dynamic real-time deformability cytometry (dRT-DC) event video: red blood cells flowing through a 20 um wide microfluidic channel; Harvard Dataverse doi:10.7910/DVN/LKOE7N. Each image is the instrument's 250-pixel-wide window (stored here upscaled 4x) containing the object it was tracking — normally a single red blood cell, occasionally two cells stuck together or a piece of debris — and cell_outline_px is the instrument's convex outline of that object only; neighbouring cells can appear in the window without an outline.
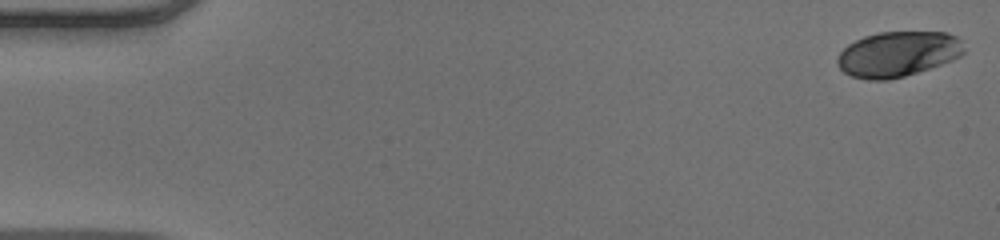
{"species": "human", "species_latin": "Homo sapiens", "temperature_condition": "warm", "stored_images_in_passage": 53, "camera_frame_rate_fps": 3000, "um_per_image_px": 0.085, "donor": {"sex": "male"}, "frame": {"image": 1, "passage_image": 1, "time_ms": 0.0, "image_size_px": [1000, 240], "cell_outline_px": [[964, 52], [960, 56], [952, 60], [904, 76], [888, 80], [868, 80], [852, 76], [844, 72], [836, 64], [836, 60], [840, 52], [848, 44], [864, 36], [880, 32], [944, 32], [956, 36], [960, 40], [964, 48]], "centroid_in_image_um": [76.29, 4.59], "position_along_channel_um": 8.7, "area_um2": 33.23}}
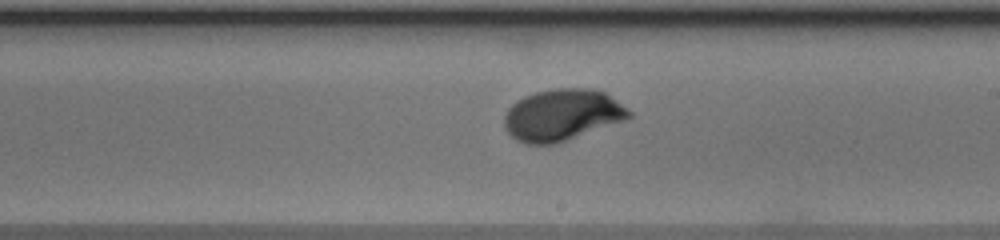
{"frame": {"image": 2, "passage_image": 31, "time_ms": 10.0, "image_size_px": [1000, 240], "cell_outline_px": [[632, 116], [624, 120], [556, 144], [528, 144], [516, 140], [504, 128], [504, 116], [508, 108], [512, 104], [524, 96], [536, 92], [556, 88], [592, 88], [604, 92], [628, 108], [632, 112]], "centroid_in_image_um": [47.77, 9.77], "position_along_channel_um": 241.2, "area_um2": 37.4}}
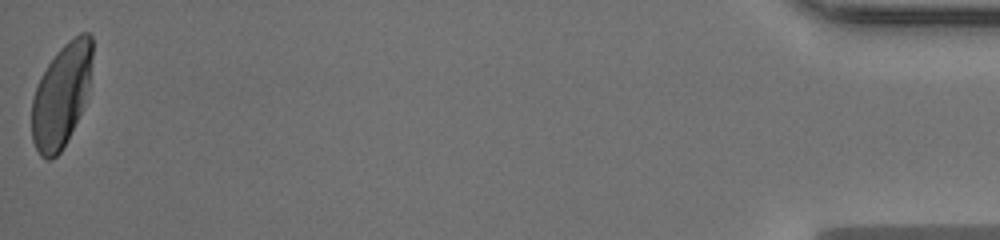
{"frame": {"image": 3, "passage_image": 53, "time_ms": 17.333, "image_size_px": [1000, 240], "cell_outline_px": [[92, 60], [88, 84], [80, 112], [60, 152], [52, 160], [48, 160], [40, 156], [32, 140], [32, 100], [40, 76], [56, 52], [68, 40], [80, 32], [88, 32], [92, 36]], "centroid_in_image_um": [5.19, 8.07], "position_along_channel_um": 430.0, "area_um2": 35.72}, "authors_computed_cell_mechanics": {"area_um2": 36.1828, "velocity_mm_per_s": 3.8744, "shape_relaxation_time_tau1_ms": 2.4762, "shape_relaxation_time_tau2_ms": null, "deformation_change_tau1": 0.1819, "deformation_change_tau2": null}}